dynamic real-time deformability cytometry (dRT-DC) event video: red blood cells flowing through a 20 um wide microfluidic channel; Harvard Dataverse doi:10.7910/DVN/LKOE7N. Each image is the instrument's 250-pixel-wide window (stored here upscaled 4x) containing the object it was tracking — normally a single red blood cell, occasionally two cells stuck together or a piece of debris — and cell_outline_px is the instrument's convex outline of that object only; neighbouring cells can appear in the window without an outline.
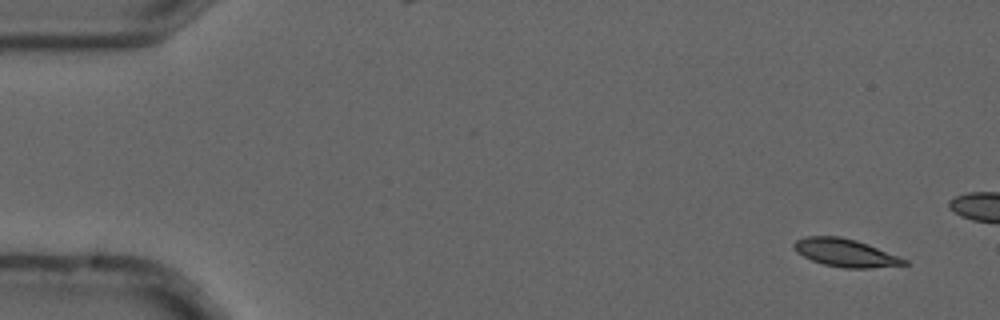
{"species": "common noctule bat (a hibernating species)", "species_latin": "Nyctalus noctula", "temperature_condition": "cold", "stored_images_in_passage": 5, "camera_frame_rate_fps": 3000, "um_per_image_px": 0.085, "animal": {"sex": "male", "forearm_length_mm": 52.5}, "frame": {"image": 1, "passage_image": 1, "time_ms": 0.0, "image_size_px": [1000, 320], "cell_outline_px": [[908, 264], [868, 268], [844, 268], [824, 264], [812, 260], [796, 252], [792, 244], [796, 240], [808, 236], [840, 236], [856, 240], [868, 244], [908, 260]], "centroid_in_image_um": [71.84, 21.48], "position_along_channel_um": 13.2, "area_um2": 17.74}}